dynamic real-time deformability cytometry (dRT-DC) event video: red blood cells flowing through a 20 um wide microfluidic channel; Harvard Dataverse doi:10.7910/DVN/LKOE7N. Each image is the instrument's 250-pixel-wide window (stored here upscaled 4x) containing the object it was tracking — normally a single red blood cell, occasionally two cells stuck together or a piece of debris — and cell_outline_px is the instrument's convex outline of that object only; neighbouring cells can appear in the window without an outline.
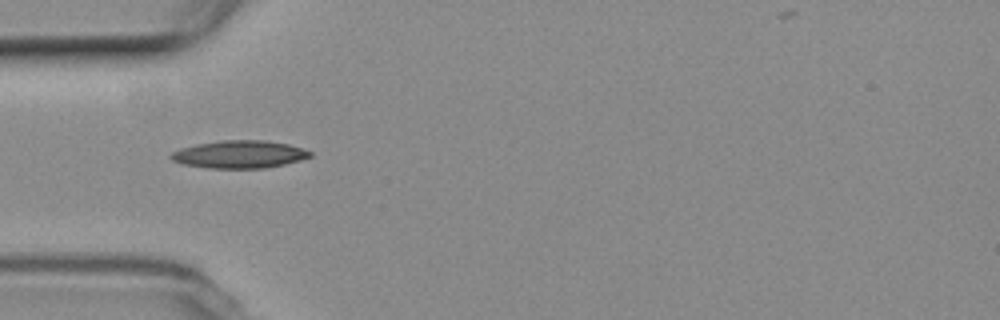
{"species": "common noctule bat (a hibernating species)", "species_latin": "Nyctalus noctula", "temperature_condition": "room temperature", "stored_images_in_passage": 41, "camera_frame_rate_fps": 3000, "um_per_image_px": 0.085, "animal": {"sex": "female", "body_mass_g": 19.3, "forearm_length_mm": 54.1}, "frame": {"image": 1, "passage_image": 1, "time_ms": 0.0, "image_size_px": [1000, 320], "cell_outline_px": [[312, 156], [300, 160], [284, 164], [264, 168], [208, 168], [180, 164], [172, 160], [168, 156], [172, 152], [180, 148], [196, 144], [224, 140], [264, 140], [288, 144], [312, 152]], "centroid_in_image_um": [20.3, 13.12], "position_along_channel_um": 64.7, "area_um2": 22.43}}
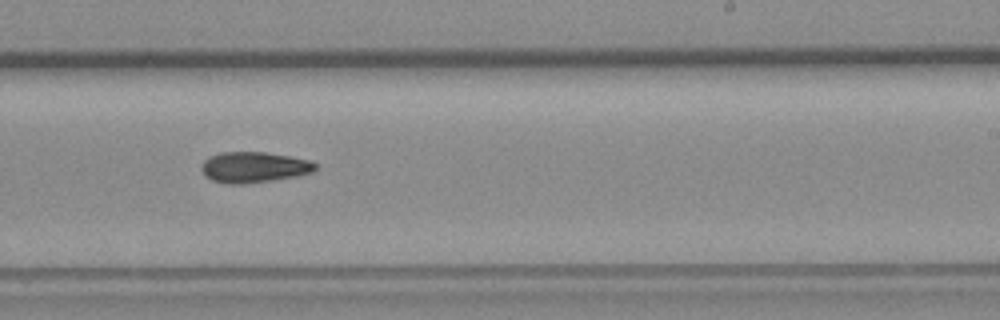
{"frame": {"image": 2, "passage_image": 18, "time_ms": 5.667, "image_size_px": [1000, 320], "cell_outline_px": [[316, 168], [312, 172], [296, 176], [276, 180], [244, 184], [228, 184], [212, 180], [204, 176], [200, 168], [200, 164], [208, 156], [220, 152], [264, 152], [312, 160], [316, 164]], "centroid_in_image_um": [21.54, 14.21], "position_along_channel_um": 267.5, "area_um2": 20.69}}
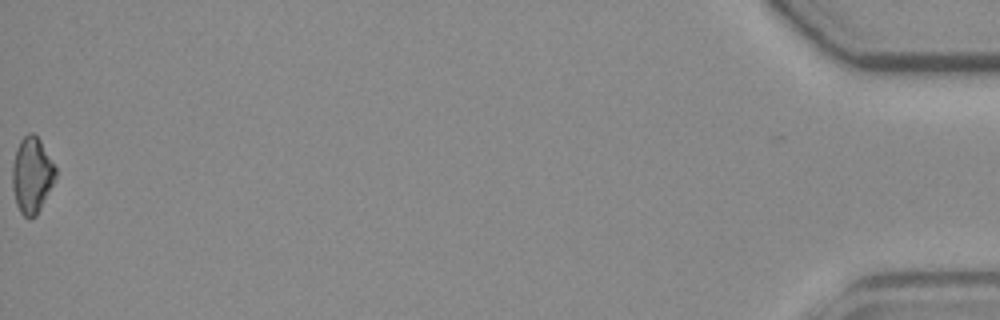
{"frame": {"image": 3, "passage_image": 41, "time_ms": 13.333, "image_size_px": [1000, 320], "cell_outline_px": [[56, 176], [36, 216], [28, 220], [20, 212], [16, 204], [12, 188], [12, 168], [16, 148], [20, 140], [28, 132], [32, 132], [40, 140], [56, 168]], "centroid_in_image_um": [2.68, 14.89], "position_along_channel_um": 432.5, "area_um2": 19.02}, "authors_computed_cell_mechanics": {"area_um2": 19.8254, "velocity_mm_per_s": 3.5854, "shape_relaxation_time_tau1_ms": 7.7997, "shape_relaxation_time_tau2_ms": null, "deformation_change_tau1": 0.186, "deformation_change_tau2": null}}